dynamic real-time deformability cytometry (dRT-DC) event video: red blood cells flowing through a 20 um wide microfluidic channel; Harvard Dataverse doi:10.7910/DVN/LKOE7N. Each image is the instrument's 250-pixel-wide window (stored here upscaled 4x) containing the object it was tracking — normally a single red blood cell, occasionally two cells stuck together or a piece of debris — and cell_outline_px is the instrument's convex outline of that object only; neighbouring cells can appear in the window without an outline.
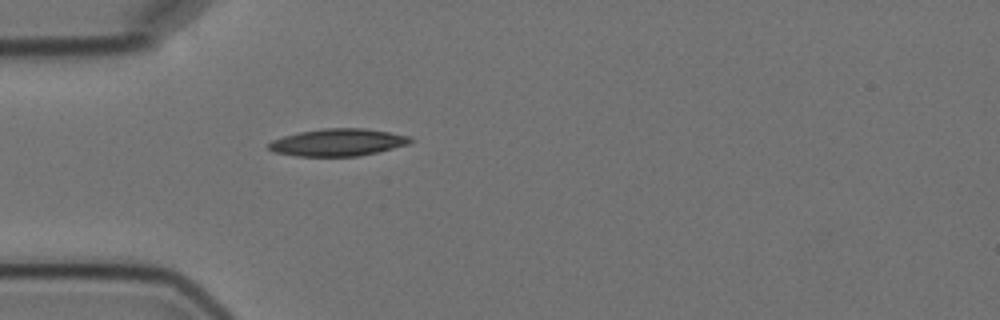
{"species": "Egyptian fruit bat (a non-hibernating species)", "species_latin": "Rousettus aegyptiacus", "temperature_condition": "cold", "stored_images_in_passage": 6, "camera_frame_rate_fps": 3000, "um_per_image_px": 0.085, "animal": {"sex": "female"}, "frame": {"image": 1, "passage_image": 6, "time_ms": 6.0, "image_size_px": [1000, 320], "cell_outline_px": [[416, 140], [408, 144], [360, 156], [296, 156], [272, 152], [268, 148], [268, 144], [272, 140], [284, 136], [300, 132], [324, 128], [364, 128], [412, 136]], "centroid_in_image_um": [28.73, 12.1], "position_along_channel_um": 56.3, "area_um2": 22.54}}